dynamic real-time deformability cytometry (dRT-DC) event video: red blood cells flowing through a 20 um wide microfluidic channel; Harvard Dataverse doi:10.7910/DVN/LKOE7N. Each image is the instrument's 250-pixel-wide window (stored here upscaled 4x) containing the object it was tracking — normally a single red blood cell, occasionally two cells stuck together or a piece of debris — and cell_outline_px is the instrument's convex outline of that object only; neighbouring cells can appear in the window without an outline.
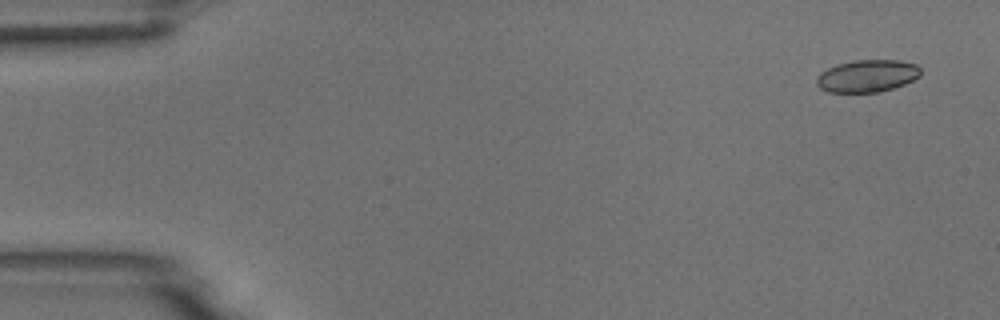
{"species": "common noctule bat (a hibernating species)", "species_latin": "Nyctalus noctula", "temperature_condition": "room temperature", "stored_images_in_passage": 4, "camera_frame_rate_fps": 3000, "um_per_image_px": 0.085, "animal": {"sex": "male", "body_mass_g": 18.8}, "frame": {"image": 1, "passage_image": 1, "time_ms": 0.0, "image_size_px": [1000, 320], "cell_outline_px": [[920, 76], [904, 84], [892, 88], [876, 92], [828, 92], [820, 88], [816, 84], [816, 80], [820, 72], [836, 64], [852, 60], [900, 60], [916, 64], [920, 68]], "centroid_in_image_um": [73.7, 6.44], "position_along_channel_um": 11.3, "area_um2": 19.59}}
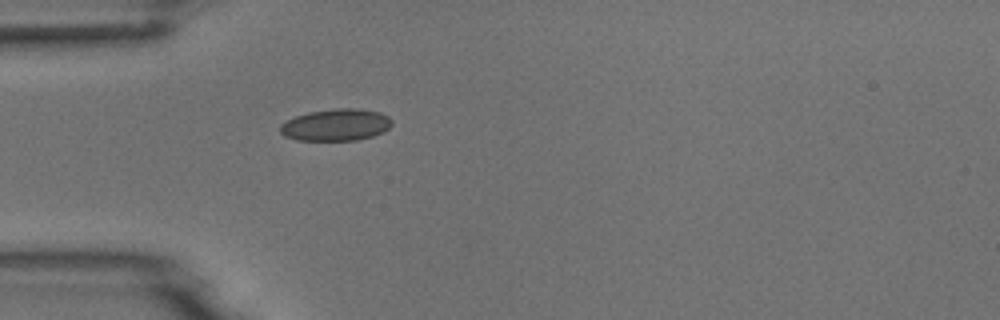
{"frame": {"image": 2, "passage_image": 4, "time_ms": 4.333, "image_size_px": [1000, 320], "cell_outline_px": [[392, 124], [384, 132], [372, 136], [356, 140], [296, 140], [284, 136], [280, 132], [280, 124], [296, 116], [308, 112], [336, 108], [356, 108], [380, 112], [388, 116], [392, 120]], "centroid_in_image_um": [28.56, 10.61], "position_along_channel_um": 56.4, "area_um2": 20.81}}